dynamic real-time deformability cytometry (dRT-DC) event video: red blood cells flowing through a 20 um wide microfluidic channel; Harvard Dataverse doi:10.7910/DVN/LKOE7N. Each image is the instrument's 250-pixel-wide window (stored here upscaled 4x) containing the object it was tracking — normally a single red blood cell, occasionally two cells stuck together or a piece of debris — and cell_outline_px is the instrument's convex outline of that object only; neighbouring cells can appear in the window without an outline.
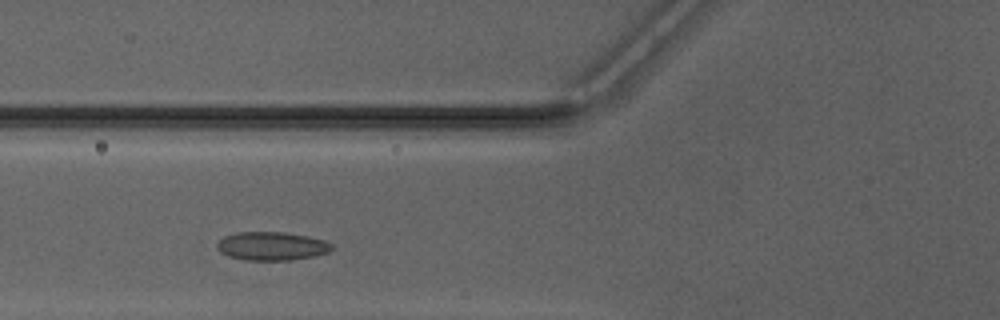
{"species": "Egyptian fruit bat (a non-hibernating species)", "species_latin": "Rousettus aegyptiacus", "temperature_condition": "warm", "stored_images_in_passage": 28, "camera_frame_rate_fps": 3000, "um_per_image_px": 0.085, "animal": {"sex": "male"}, "frame": {"image": 1, "passage_image": 7, "time_ms": 2.0, "image_size_px": [1000, 320], "cell_outline_px": [[332, 248], [328, 252], [312, 256], [292, 260], [244, 260], [228, 256], [220, 252], [216, 248], [216, 244], [224, 236], [240, 232], [284, 232], [308, 236], [324, 240], [332, 244]], "centroid_in_image_um": [23.07, 20.92], "position_along_channel_um": 102.7, "area_um2": 19.02}}
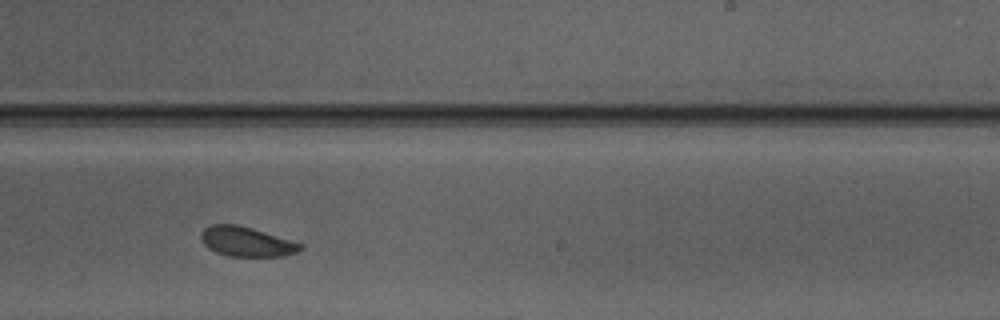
{"frame": {"image": 2, "passage_image": 19, "time_ms": 6.0, "image_size_px": [1000, 320], "cell_outline_px": [[304, 248], [296, 252], [280, 256], [228, 256], [216, 252], [208, 248], [204, 244], [200, 236], [200, 232], [204, 228], [212, 224], [236, 224], [252, 228], [304, 244]], "centroid_in_image_um": [20.94, 20.53], "position_along_channel_um": 268.1, "area_um2": 17.17}}
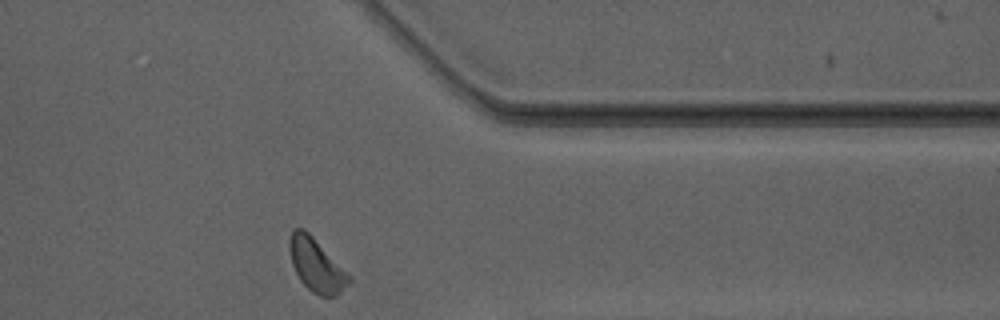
{"frame": {"image": 3, "passage_image": 28, "time_ms": 9.0, "image_size_px": [1000, 320], "cell_outline_px": [[352, 280], [336, 296], [320, 296], [312, 292], [300, 280], [292, 264], [288, 248], [288, 244], [292, 232], [296, 228], [304, 228], [352, 276]], "centroid_in_image_um": [26.9, 22.54], "position_along_channel_um": 384.5, "area_um2": 18.32}, "authors_computed_cell_mechanics": {"area_um2": 18.1492, "velocity_mm_per_s": 4.1459, "shape_relaxation_time_tau1_ms": 3.6324, "shape_relaxation_time_tau2_ms": 8.5289, "deformation_change_tau1": 0.0967, "deformation_change_tau2": 0.0946}}